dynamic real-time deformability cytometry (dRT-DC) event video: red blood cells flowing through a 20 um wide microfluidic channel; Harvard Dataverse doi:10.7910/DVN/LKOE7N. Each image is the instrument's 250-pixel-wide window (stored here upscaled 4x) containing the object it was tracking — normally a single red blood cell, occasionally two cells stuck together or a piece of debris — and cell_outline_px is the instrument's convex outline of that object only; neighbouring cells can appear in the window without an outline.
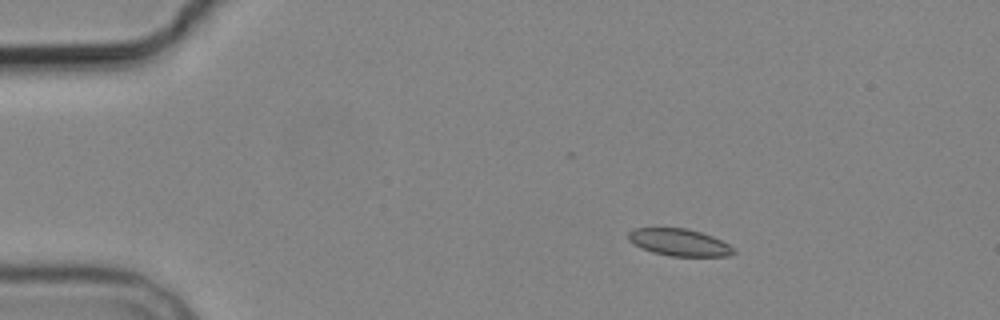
{"species": "common noctule bat (a hibernating species)", "species_latin": "Nyctalus noctula", "temperature_condition": "cold", "stored_images_in_passage": 4, "camera_frame_rate_fps": 3000, "um_per_image_px": 0.085, "animal": {"sex": "male", "body_mass_g": 19.2, "forearm_length_mm": 51.8}, "frame": {"image": 1, "passage_image": 1, "time_ms": 0.0, "image_size_px": [1000, 320], "cell_outline_px": [[736, 252], [728, 256], [672, 256], [652, 252], [640, 248], [628, 240], [628, 232], [632, 228], [688, 228], [712, 236], [736, 248]], "centroid_in_image_um": [57.73, 20.6], "position_along_channel_um": 27.3, "area_um2": 16.7}}